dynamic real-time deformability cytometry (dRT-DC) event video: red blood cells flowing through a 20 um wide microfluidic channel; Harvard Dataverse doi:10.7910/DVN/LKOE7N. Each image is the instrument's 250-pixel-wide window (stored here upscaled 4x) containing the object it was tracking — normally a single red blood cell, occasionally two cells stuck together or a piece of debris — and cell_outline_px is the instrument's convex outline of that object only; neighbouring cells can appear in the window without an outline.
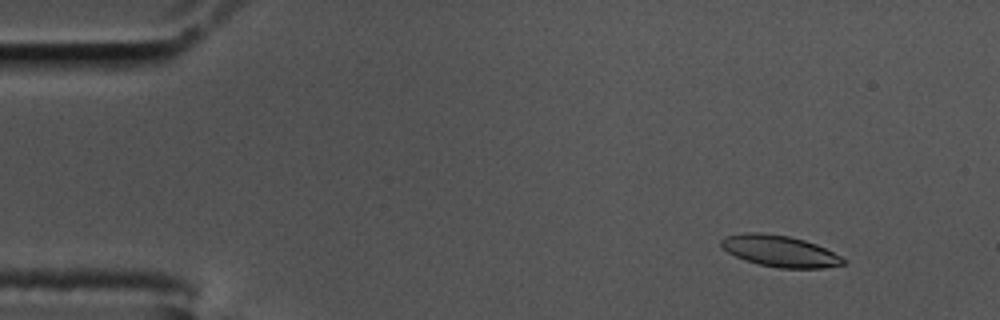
{"species": "common noctule bat (a hibernating species)", "species_latin": "Nyctalus noctula", "temperature_condition": "cold", "stored_images_in_passage": 58, "camera_frame_rate_fps": 3000, "um_per_image_px": 0.085, "animal": {"sex": "male", "body_mass_g": 17.5, "forearm_length_mm": 52.3}, "frame": {"image": 1, "passage_image": 6, "time_ms": 1.667, "image_size_px": [1000, 320], "cell_outline_px": [[848, 260], [844, 264], [824, 268], [776, 268], [744, 260], [728, 252], [720, 244], [720, 240], [724, 236], [744, 232], [760, 232], [788, 236], [804, 240], [816, 244]], "centroid_in_image_um": [66.27, 21.34], "position_along_channel_um": 18.7, "area_um2": 22.31}}
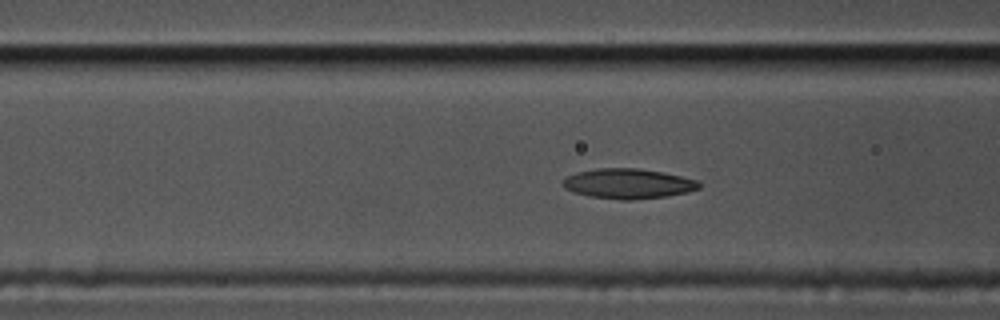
{"frame": {"image": 2, "passage_image": 22, "time_ms": 7.0, "image_size_px": [1000, 320], "cell_outline_px": [[700, 188], [688, 192], [668, 196], [632, 200], [620, 200], [588, 196], [572, 192], [564, 188], [560, 184], [568, 176], [576, 172], [600, 168], [636, 168], [664, 172], [696, 180], [700, 184]], "centroid_in_image_um": [53.37, 15.62], "position_along_channel_um": 113.2, "area_um2": 23.93}}
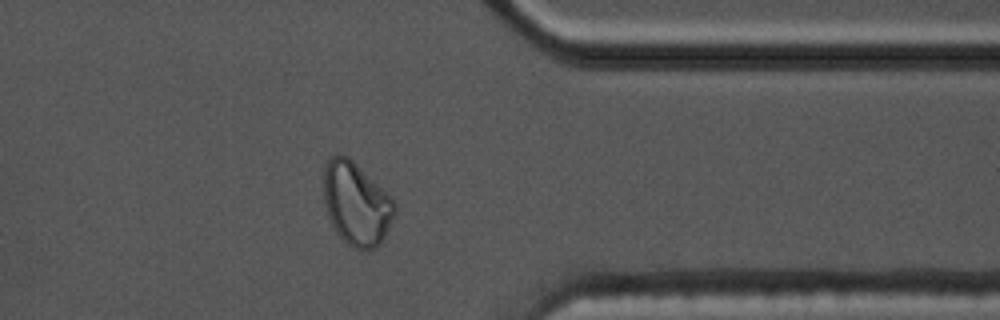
{"frame": {"image": 3, "passage_image": 46, "time_ms": 15.0, "image_size_px": [1000, 320], "cell_outline_px": [[396, 212], [380, 244], [376, 248], [360, 252], [348, 244], [336, 232], [328, 216], [324, 204], [324, 160], [332, 156], [348, 156], [396, 204]], "centroid_in_image_um": [30.25, 17.36], "position_along_channel_um": 381.1, "area_um2": 33.93}, "authors_computed_cell_mechanics": {"area_um2": 23.1489, "velocity_mm_per_s": 3.4709, "shape_relaxation_time_tau1_ms": null, "shape_relaxation_time_tau2_ms": 1.3926, "deformation_change_tau1": null, "deformation_change_tau2": 0.0595}}